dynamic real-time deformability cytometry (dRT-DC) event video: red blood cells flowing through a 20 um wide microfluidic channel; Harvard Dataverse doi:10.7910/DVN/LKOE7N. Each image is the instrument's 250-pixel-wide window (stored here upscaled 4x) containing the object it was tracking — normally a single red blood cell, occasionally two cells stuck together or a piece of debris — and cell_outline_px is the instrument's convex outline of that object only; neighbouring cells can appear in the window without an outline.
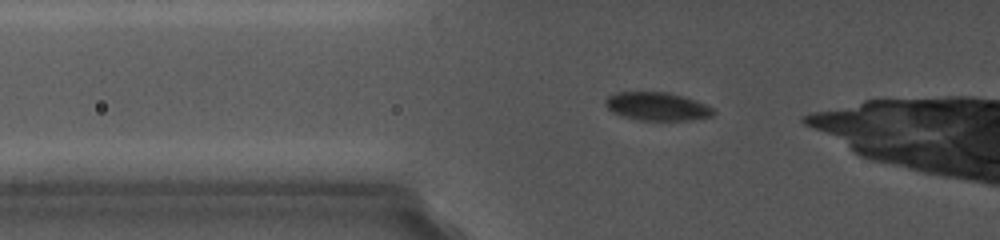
{"species": "common noctule bat (a hibernating species)", "species_latin": "Nyctalus noctula", "temperature_condition": "cold", "stored_images_in_passage": 9, "camera_frame_rate_fps": 5000, "um_per_image_px": 0.085, "animal": {"sex": "female", "body_mass_g": 19.0, "forearm_length_mm": 56.7}, "frame": {"image": 1, "passage_image": 2, "time_ms": 1.2, "image_size_px": [1000, 240], "cell_outline_px": [[712, 112], [708, 116], [680, 120], [640, 120], [624, 116], [608, 108], [608, 96], [616, 92], [664, 92], [680, 96], [692, 100], [712, 108]], "centroid_in_image_um": [55.79, 9.03], "position_along_channel_um": 70.0, "area_um2": 16.7}}
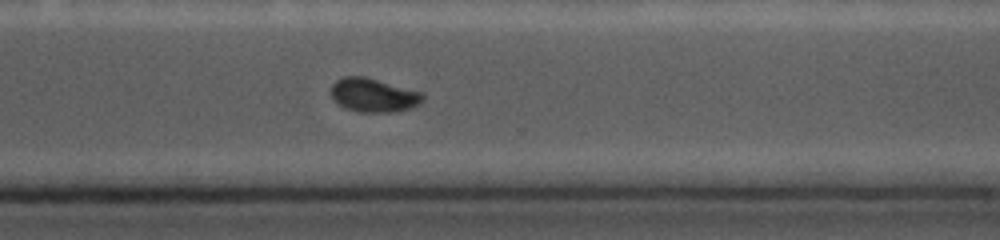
{"frame": {"image": 2, "passage_image": 9, "time_ms": 8.6, "image_size_px": [1000, 240], "cell_outline_px": [[424, 96], [416, 104], [408, 108], [388, 112], [360, 112], [348, 108], [340, 104], [332, 96], [332, 84], [336, 80], [344, 76], [364, 76], [420, 92]], "centroid_in_image_um": [31.7, 8.07], "position_along_channel_um": 338.9, "area_um2": 17.34}}